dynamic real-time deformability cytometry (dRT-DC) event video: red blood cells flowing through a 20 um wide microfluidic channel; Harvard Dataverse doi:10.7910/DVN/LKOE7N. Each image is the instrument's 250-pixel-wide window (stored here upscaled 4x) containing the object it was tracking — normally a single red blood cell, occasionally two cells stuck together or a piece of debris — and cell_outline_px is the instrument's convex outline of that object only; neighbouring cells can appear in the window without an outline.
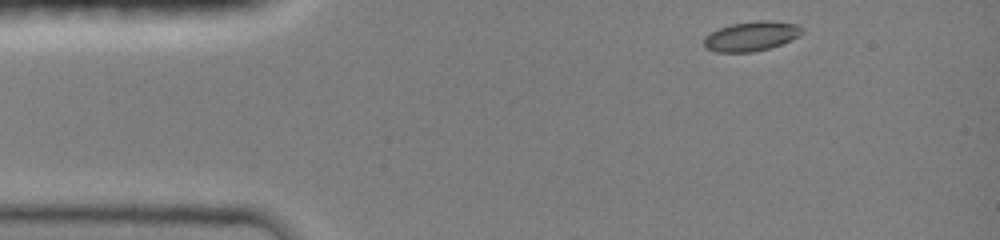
{"species": "common noctule bat (a hibernating species)", "species_latin": "Nyctalus noctula", "temperature_condition": "room temperature", "stored_images_in_passage": 34, "camera_frame_rate_fps": 3000, "um_per_image_px": 0.085, "animal": {"sex": "female", "body_mass_g": 19.0, "forearm_length_mm": 51.5}, "frame": {"image": 1, "passage_image": 1, "time_ms": 0.0, "image_size_px": [1000, 240], "cell_outline_px": [[804, 32], [800, 36], [780, 44], [768, 48], [752, 52], [716, 52], [708, 48], [704, 44], [704, 36], [720, 28], [732, 24], [756, 20], [772, 20], [796, 24], [804, 28]], "centroid_in_image_um": [63.9, 3.06], "position_along_channel_um": 21.1, "area_um2": 16.88}}
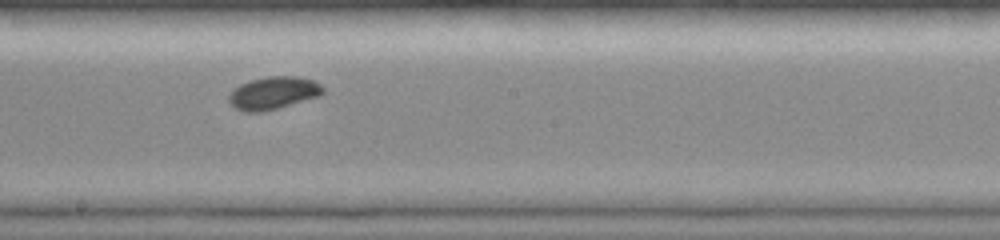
{"frame": {"image": 2, "passage_image": 21, "time_ms": 6.667, "image_size_px": [1000, 240], "cell_outline_px": [[324, 92], [320, 96], [264, 112], [244, 112], [236, 108], [228, 100], [228, 96], [232, 88], [248, 80], [268, 76], [300, 76], [312, 80], [320, 84], [324, 88]], "centroid_in_image_um": [23.22, 7.9], "position_along_channel_um": 225.0, "area_um2": 18.15}}
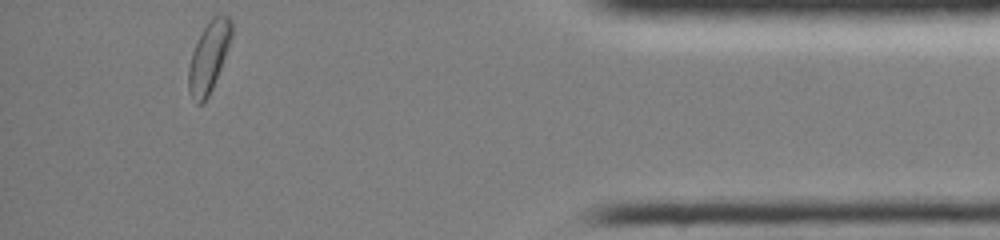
{"frame": {"image": 3, "passage_image": 34, "time_ms": 12.333, "image_size_px": [1000, 240], "cell_outline_px": [[232, 36], [228, 48], [212, 88], [208, 96], [200, 104], [196, 104], [188, 92], [188, 68], [192, 52], [208, 20], [212, 16], [228, 16], [232, 20]], "centroid_in_image_um": [17.73, 4.84], "position_along_channel_um": 417.5, "area_um2": 17.4}, "authors_computed_cell_mechanics": {"area_um2": 17.3978, "velocity_mm_per_s": 4.0345, "shape_relaxation_time_tau1_ms": 2.3485, "shape_relaxation_time_tau2_ms": 5.3812, "deformation_change_tau1": 0.1061, "deformation_change_tau2": 0.054}}